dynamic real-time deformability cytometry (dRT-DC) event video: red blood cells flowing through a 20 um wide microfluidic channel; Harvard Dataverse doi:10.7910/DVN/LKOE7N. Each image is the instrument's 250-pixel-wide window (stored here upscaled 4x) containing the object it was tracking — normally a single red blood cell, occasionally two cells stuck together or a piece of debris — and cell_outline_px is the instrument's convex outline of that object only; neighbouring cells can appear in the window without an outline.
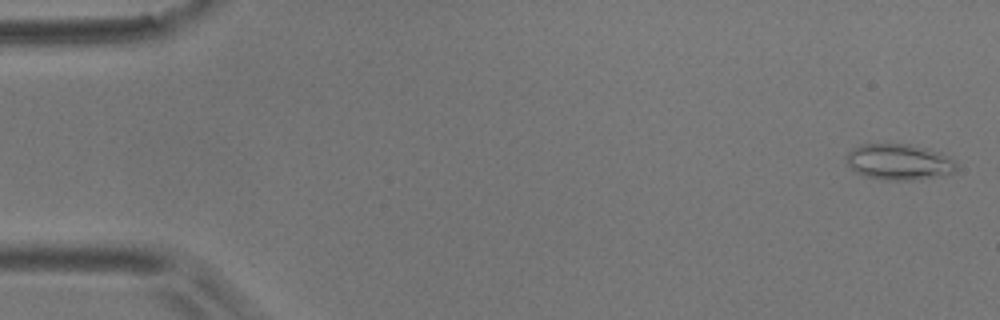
{"species": "common noctule bat (a hibernating species)", "species_latin": "Nyctalus noctula", "temperature_condition": "room temperature", "stored_images_in_passage": 4, "camera_frame_rate_fps": 3000, "um_per_image_px": 0.085, "animal": {"sex": "male", "body_mass_g": 17.9}, "frame": {"image": 1, "passage_image": 1, "time_ms": 0.0, "image_size_px": [1000, 320], "cell_outline_px": [[956, 172], [944, 176], [912, 180], [880, 180], [864, 176], [856, 172], [848, 164], [848, 152], [852, 148], [860, 144], [908, 144], [928, 148], [952, 156], [956, 160]], "centroid_in_image_um": [76.49, 13.77], "position_along_channel_um": 8.5, "area_um2": 23.47}}